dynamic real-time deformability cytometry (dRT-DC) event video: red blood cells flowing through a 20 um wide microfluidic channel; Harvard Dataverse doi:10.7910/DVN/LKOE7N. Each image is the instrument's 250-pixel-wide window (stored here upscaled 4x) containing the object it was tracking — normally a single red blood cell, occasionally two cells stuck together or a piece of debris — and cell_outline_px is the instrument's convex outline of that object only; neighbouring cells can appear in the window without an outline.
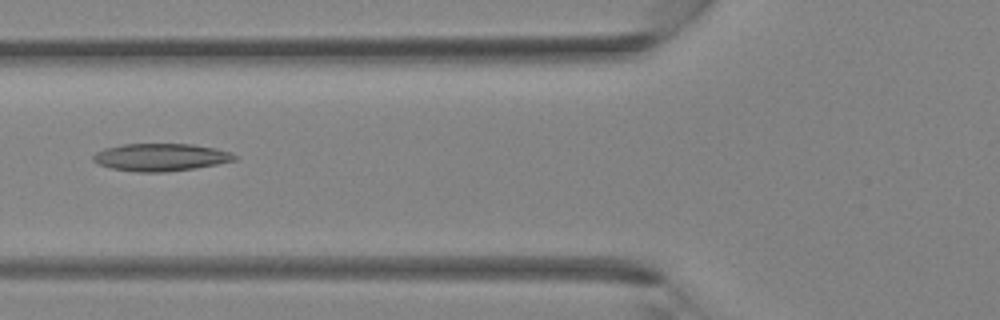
{"species": "Egyptian fruit bat (a non-hibernating species)", "species_latin": "Rousettus aegyptiacus", "temperature_condition": "room temperature", "stored_images_in_passage": 36, "camera_frame_rate_fps": 3000, "um_per_image_px": 0.085, "animal": {"sex": "female"}, "frame": {"image": 1, "passage_image": 14, "time_ms": 4.333, "image_size_px": [1000, 320], "cell_outline_px": [[240, 156], [236, 160], [196, 168], [164, 172], [136, 172], [112, 168], [100, 164], [92, 160], [92, 156], [96, 152], [104, 148], [124, 144], [192, 144], [216, 148], [232, 152]], "centroid_in_image_um": [13.7, 13.36], "position_along_channel_um": 112.1, "area_um2": 22.77}}
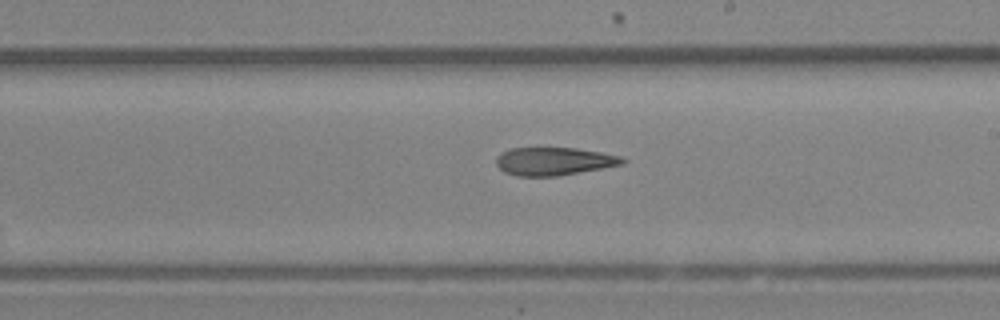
{"frame": {"image": 2, "passage_image": 21, "time_ms": 6.667, "image_size_px": [1000, 320], "cell_outline_px": [[628, 160], [624, 164], [556, 176], [516, 176], [504, 172], [496, 164], [496, 156], [500, 152], [512, 148], [576, 148], [600, 152], [620, 156]], "centroid_in_image_um": [47.06, 13.7], "position_along_channel_um": 241.9, "area_um2": 20.58}}
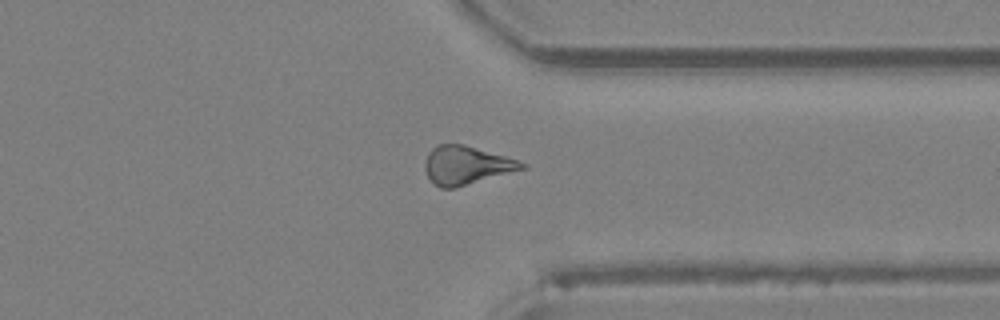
{"frame": {"image": 3, "passage_image": 28, "time_ms": 9.0, "image_size_px": [1000, 320], "cell_outline_px": [[528, 164], [524, 168], [456, 188], [440, 188], [428, 176], [424, 168], [424, 164], [428, 152], [436, 144], [464, 144], [504, 156]], "centroid_in_image_um": [39.59, 14.04], "position_along_channel_um": 371.8, "area_um2": 21.39}}